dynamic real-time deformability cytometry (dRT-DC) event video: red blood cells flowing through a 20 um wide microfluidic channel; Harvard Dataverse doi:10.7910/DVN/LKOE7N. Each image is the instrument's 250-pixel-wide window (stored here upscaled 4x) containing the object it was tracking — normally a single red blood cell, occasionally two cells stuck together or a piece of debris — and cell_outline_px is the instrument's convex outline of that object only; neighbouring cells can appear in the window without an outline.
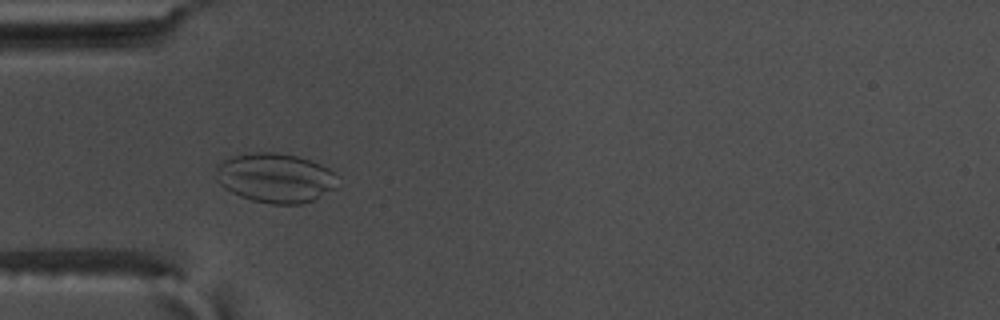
{"species": "common noctule bat (a hibernating species)", "species_latin": "Nyctalus noctula", "temperature_condition": "warm", "stored_images_in_passage": 54, "camera_frame_rate_fps": 3000, "um_per_image_px": 0.085, "animal": {"sex": "male", "body_mass_g": 17.5, "forearm_length_mm": 52.3}, "frame": {"image": 1, "passage_image": 16, "time_ms": 5.0, "image_size_px": [1000, 320], "cell_outline_px": [[336, 188], [312, 200], [300, 204], [268, 204], [252, 200], [240, 196], [224, 188], [216, 180], [216, 164], [232, 156], [252, 152], [276, 152], [296, 156], [312, 160], [336, 172]], "centroid_in_image_um": [23.39, 15.11], "position_along_channel_um": 61.6, "area_um2": 35.26}}
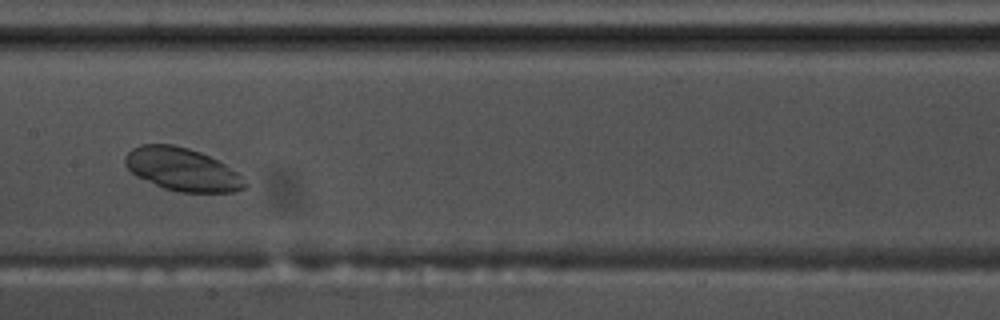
{"frame": {"image": 2, "passage_image": 27, "time_ms": 8.667, "image_size_px": [1000, 320], "cell_outline_px": [[248, 188], [236, 192], [180, 192], [164, 188], [136, 176], [124, 164], [124, 156], [132, 148], [140, 144], [172, 144], [188, 148], [200, 152], [224, 164], [236, 172], [248, 184]], "centroid_in_image_um": [15.48, 14.4], "position_along_channel_um": 191.9, "area_um2": 29.88}}
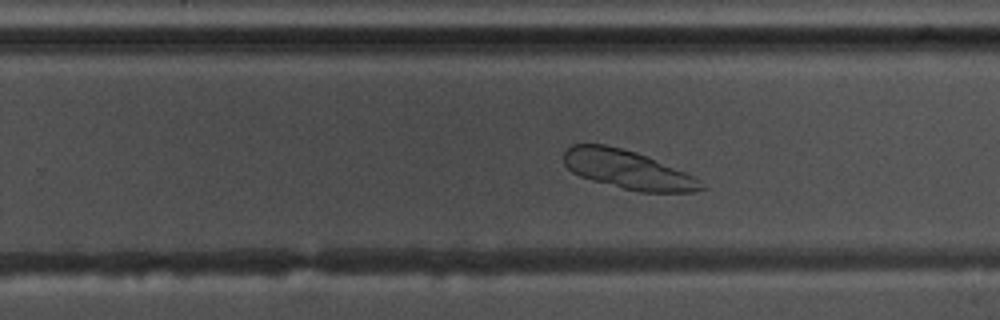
{"frame": {"image": 3, "passage_image": 34, "time_ms": 11.0, "image_size_px": [1000, 320], "cell_outline_px": [[708, 188], [692, 192], [640, 192], [592, 180], [580, 176], [572, 172], [564, 164], [564, 152], [572, 144], [604, 144], [636, 152], [684, 172], [700, 180]], "centroid_in_image_um": [53.35, 14.42], "position_along_channel_um": 276.5, "area_um2": 30.58}}